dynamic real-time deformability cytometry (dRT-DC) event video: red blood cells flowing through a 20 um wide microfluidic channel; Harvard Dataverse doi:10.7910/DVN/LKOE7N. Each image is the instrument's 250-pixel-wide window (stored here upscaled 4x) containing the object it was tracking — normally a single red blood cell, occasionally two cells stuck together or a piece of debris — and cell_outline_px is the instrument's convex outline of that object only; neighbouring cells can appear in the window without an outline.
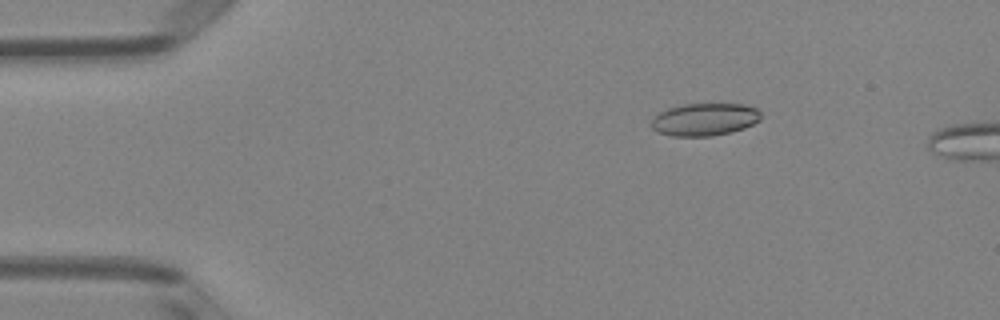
{"species": "Egyptian fruit bat (a non-hibernating species)", "species_latin": "Rousettus aegyptiacus", "temperature_condition": "room temperature", "stored_images_in_passage": 14, "camera_frame_rate_fps": 3000, "um_per_image_px": 0.085, "animal": {"sex": "female"}, "frame": {"image": 1, "passage_image": 8, "time_ms": 2.333, "image_size_px": [1000, 320], "cell_outline_px": [[760, 120], [744, 128], [732, 132], [712, 136], [672, 136], [660, 132], [652, 128], [652, 120], [660, 112], [668, 108], [684, 104], [744, 104], [756, 108], [760, 112]], "centroid_in_image_um": [59.92, 10.15], "position_along_channel_um": 25.1, "area_um2": 20.63}}